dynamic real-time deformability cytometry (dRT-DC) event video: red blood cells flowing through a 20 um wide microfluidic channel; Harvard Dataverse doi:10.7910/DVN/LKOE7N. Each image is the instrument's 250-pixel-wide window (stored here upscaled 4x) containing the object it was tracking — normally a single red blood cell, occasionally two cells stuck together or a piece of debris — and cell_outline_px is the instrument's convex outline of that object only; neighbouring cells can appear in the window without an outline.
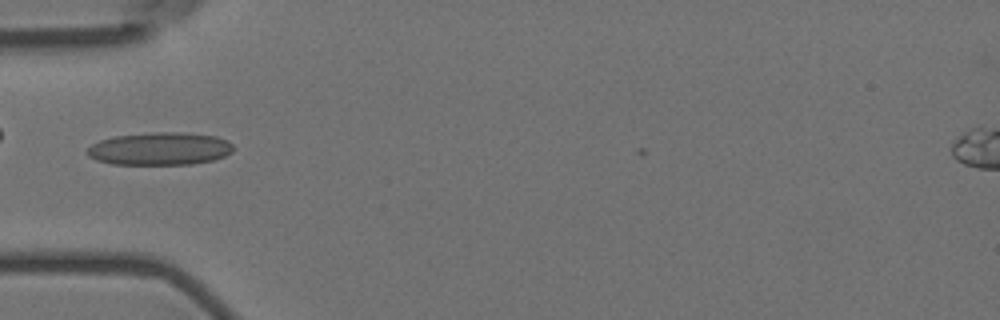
{"species": "Egyptian fruit bat (a non-hibernating species)", "species_latin": "Rousettus aegyptiacus", "temperature_condition": "room temperature", "stored_images_in_passage": 37, "camera_frame_rate_fps": 3000, "um_per_image_px": 0.085, "animal": {"sex": "female"}, "frame": {"image": 1, "passage_image": 3, "time_ms": 0.667, "image_size_px": [1000, 320], "cell_outline_px": [[232, 152], [224, 156], [212, 160], [192, 164], [112, 164], [96, 160], [88, 156], [84, 152], [92, 144], [100, 140], [116, 136], [152, 132], [184, 132], [216, 136], [228, 140], [232, 144]], "centroid_in_image_um": [13.57, 12.64], "position_along_channel_um": 71.4, "area_um2": 27.98}, "authors_computed_cell_mechanics": {"area_um2": 25.2008, "velocity_mm_per_s": 3.599, "shape_relaxation_time_tau1_ms": null, "shape_relaxation_time_tau2_ms": 1.2846, "deformation_change_tau1": null, "deformation_change_tau2": 0.0798}}